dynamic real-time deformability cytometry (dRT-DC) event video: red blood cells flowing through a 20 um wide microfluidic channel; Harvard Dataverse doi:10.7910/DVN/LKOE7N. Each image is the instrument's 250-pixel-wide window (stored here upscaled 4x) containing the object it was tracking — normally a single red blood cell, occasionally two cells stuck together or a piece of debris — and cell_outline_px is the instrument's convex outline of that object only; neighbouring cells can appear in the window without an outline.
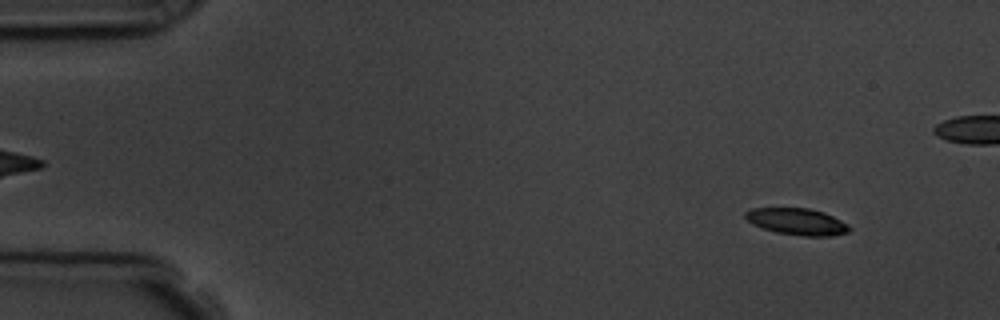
{"species": "common noctule bat (a hibernating species)", "species_latin": "Nyctalus noctula", "temperature_condition": "room temperature", "stored_images_in_passage": 6, "camera_frame_rate_fps": 3000, "um_per_image_px": 0.085, "animal": {"sex": "male", "body_mass_g": 19.5, "forearm_length_mm": 54.6}, "frame": {"image": 1, "passage_image": 1, "time_ms": 0.0, "image_size_px": [1000, 320], "cell_outline_px": [[852, 228], [848, 232], [832, 236], [804, 236], [776, 232], [752, 224], [744, 216], [744, 212], [752, 208], [808, 208], [824, 212], [848, 224]], "centroid_in_image_um": [67.76, 18.83], "position_along_channel_um": 17.2, "area_um2": 16.13}}